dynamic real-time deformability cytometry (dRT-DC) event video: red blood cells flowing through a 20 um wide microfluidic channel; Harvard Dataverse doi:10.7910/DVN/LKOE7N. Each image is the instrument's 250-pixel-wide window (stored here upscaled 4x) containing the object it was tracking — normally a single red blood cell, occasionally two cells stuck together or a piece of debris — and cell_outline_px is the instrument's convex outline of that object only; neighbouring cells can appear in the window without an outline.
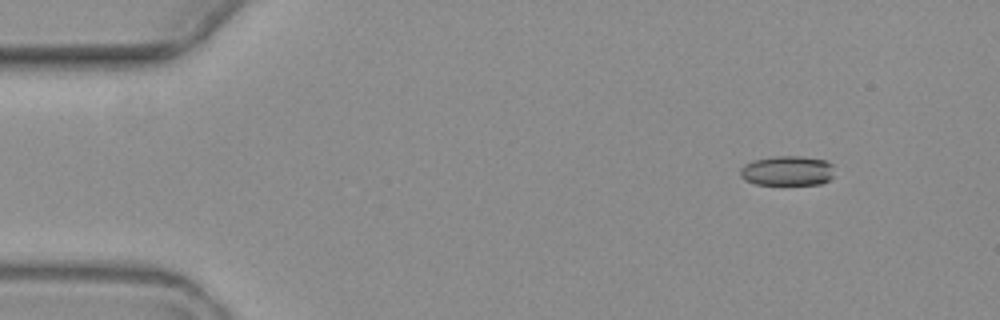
{"species": "common noctule bat (a hibernating species)", "species_latin": "Nyctalus noctula", "temperature_condition": "warm", "stored_images_in_passage": 3, "camera_frame_rate_fps": 3000, "um_per_image_px": 0.085, "animal": {"sex": "female", "body_mass_g": 19.3, "forearm_length_mm": 54.1}, "frame": {"image": 1, "passage_image": 1, "time_ms": 0.0, "image_size_px": [1000, 320], "cell_outline_px": [[832, 176], [828, 180], [820, 184], [756, 184], [744, 180], [740, 176], [740, 168], [744, 164], [752, 160], [772, 156], [800, 156], [824, 160], [832, 164]], "centroid_in_image_um": [66.87, 14.51], "position_along_channel_um": 18.1, "area_um2": 16.36}}